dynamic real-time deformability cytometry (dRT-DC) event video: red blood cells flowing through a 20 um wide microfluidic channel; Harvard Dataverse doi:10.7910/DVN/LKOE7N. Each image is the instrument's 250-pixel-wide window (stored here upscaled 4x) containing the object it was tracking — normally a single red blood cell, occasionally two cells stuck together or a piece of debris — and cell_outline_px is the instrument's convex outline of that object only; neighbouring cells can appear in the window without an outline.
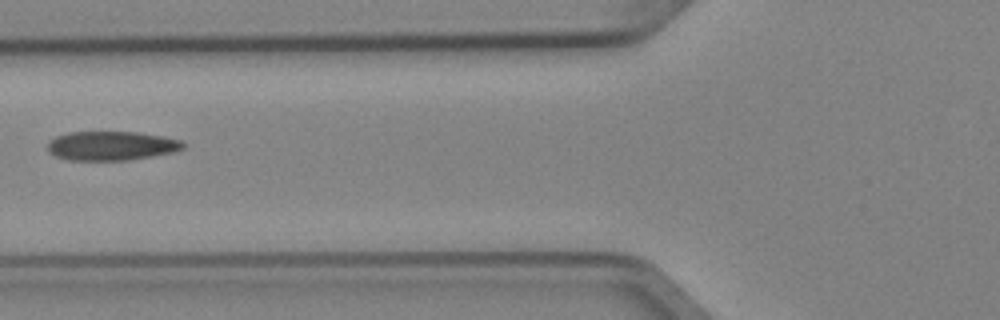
{"species": "Egyptian fruit bat (a non-hibernating species)", "species_latin": "Rousettus aegyptiacus", "temperature_condition": "cold", "stored_images_in_passage": 2, "camera_frame_rate_fps": 3000, "um_per_image_px": 0.085, "animal": {"sex": "female"}, "frame": {"image": 1, "passage_image": 2, "time_ms": 0.333, "image_size_px": [1000, 320], "cell_outline_px": [[184, 148], [176, 152], [128, 160], [68, 160], [56, 156], [48, 152], [48, 144], [56, 136], [68, 132], [136, 132], [164, 136], [184, 140]], "centroid_in_image_um": [9.52, 12.39], "position_along_channel_um": 116.3, "area_um2": 23.12}}